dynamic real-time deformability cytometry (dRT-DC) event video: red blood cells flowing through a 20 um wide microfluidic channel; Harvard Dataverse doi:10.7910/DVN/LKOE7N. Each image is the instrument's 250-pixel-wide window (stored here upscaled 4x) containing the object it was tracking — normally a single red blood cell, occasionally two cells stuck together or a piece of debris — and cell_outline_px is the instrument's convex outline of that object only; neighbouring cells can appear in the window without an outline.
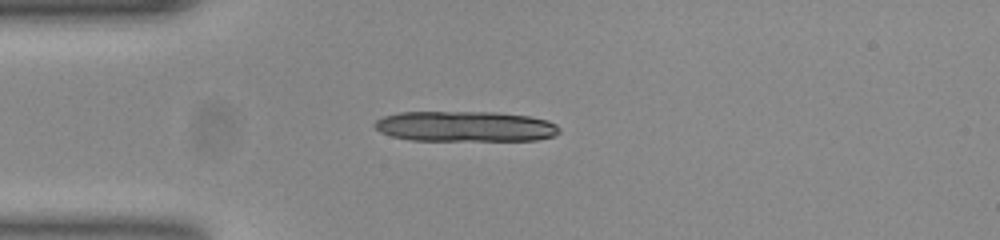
{"species": "common noctule bat (a hibernating species)", "species_latin": "Nyctalus noctula", "temperature_condition": "room temperature", "stored_images_in_passage": 40, "camera_frame_rate_fps": 3000, "um_per_image_px": 0.085, "animal": {"sex": "female", "body_mass_g": 23.0, "forearm_length_mm": 53.4}, "frame": {"image": 1, "passage_image": 7, "time_ms": 2.0, "image_size_px": [1000, 240], "cell_outline_px": [[560, 132], [552, 136], [536, 140], [412, 140], [392, 136], [380, 132], [372, 124], [376, 120], [384, 116], [400, 112], [496, 112], [528, 116], [548, 120], [556, 124], [560, 128]], "centroid_in_image_um": [39.54, 10.74], "position_along_channel_um": 45.5, "area_um2": 32.77}, "authors_computed_cell_mechanics": {"area_um2": 19.363, "velocity_mm_per_s": 3.8943, "shape_relaxation_time_tau1_ms": 4.8082, "shape_relaxation_time_tau2_ms": 2.4886, "deformation_change_tau1": 0.2083, "deformation_change_tau2": 0.0632}}